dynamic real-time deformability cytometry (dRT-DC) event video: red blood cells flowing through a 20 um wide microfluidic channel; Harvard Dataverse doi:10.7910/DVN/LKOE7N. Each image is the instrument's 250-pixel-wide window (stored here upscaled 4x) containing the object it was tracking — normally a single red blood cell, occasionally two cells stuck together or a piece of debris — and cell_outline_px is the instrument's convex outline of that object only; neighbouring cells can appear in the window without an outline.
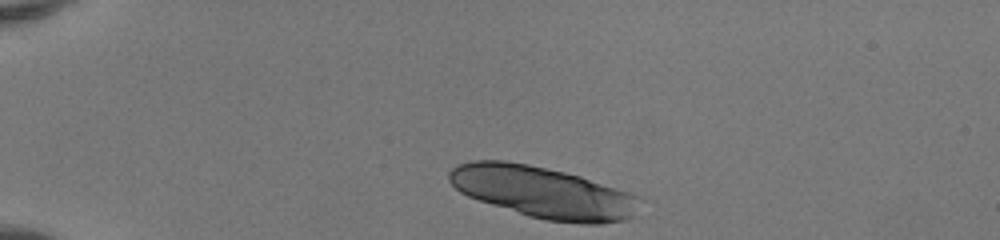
{"species": "human", "species_latin": "Homo sapiens", "temperature_condition": "room temperature", "stored_images_in_passage": 10, "camera_frame_rate_fps": 3000, "um_per_image_px": 0.085, "donor": {"sex": "female"}, "frame": {"image": 1, "passage_image": 1, "time_ms": 0.0, "image_size_px": [1000, 240], "cell_outline_px": [[644, 200], [632, 216], [628, 220], [600, 224], [580, 224], [548, 220], [528, 216], [468, 196], [460, 192], [448, 180], [448, 172], [452, 168], [460, 164], [472, 160], [504, 160], [528, 164], [564, 172], [580, 176], [640, 196]], "centroid_in_image_um": [46.2, 16.35], "position_along_channel_um": 38.8, "area_um2": 57.28}}